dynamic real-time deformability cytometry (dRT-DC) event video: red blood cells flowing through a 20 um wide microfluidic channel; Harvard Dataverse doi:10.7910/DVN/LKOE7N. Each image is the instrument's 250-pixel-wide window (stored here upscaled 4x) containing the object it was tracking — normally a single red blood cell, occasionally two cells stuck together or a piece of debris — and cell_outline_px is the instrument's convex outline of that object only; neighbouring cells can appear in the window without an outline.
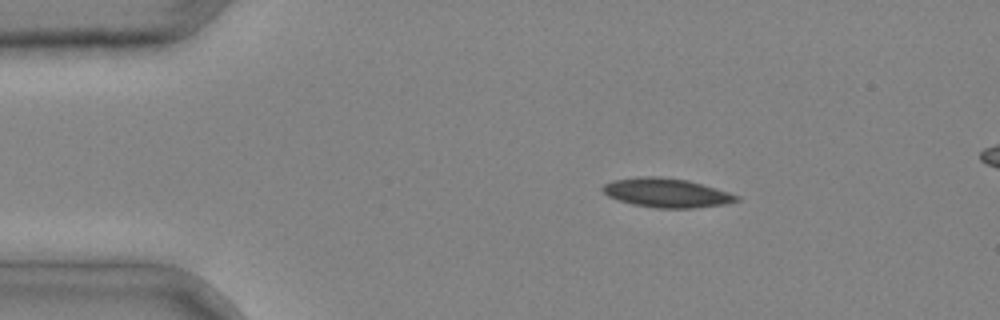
{"species": "common noctule bat (a hibernating species)", "species_latin": "Nyctalus noctula", "temperature_condition": "cold", "stored_images_in_passage": 3, "segment_of_instrument_passage": [1, 2], "camera_frame_rate_fps": 3000, "um_per_image_px": 0.085, "animal": {"sex": "male", "body_mass_g": 20.4}, "frame": {"image": 1, "passage_image": 1, "time_ms": 0.0, "image_size_px": [1000, 320], "cell_outline_px": [[740, 200], [724, 204], [696, 208], [656, 208], [632, 204], [608, 196], [600, 188], [604, 184], [612, 180], [640, 176], [660, 176], [688, 180], [716, 188], [740, 196]], "centroid_in_image_um": [56.65, 16.38], "position_along_channel_um": 28.3, "area_um2": 22.77}}